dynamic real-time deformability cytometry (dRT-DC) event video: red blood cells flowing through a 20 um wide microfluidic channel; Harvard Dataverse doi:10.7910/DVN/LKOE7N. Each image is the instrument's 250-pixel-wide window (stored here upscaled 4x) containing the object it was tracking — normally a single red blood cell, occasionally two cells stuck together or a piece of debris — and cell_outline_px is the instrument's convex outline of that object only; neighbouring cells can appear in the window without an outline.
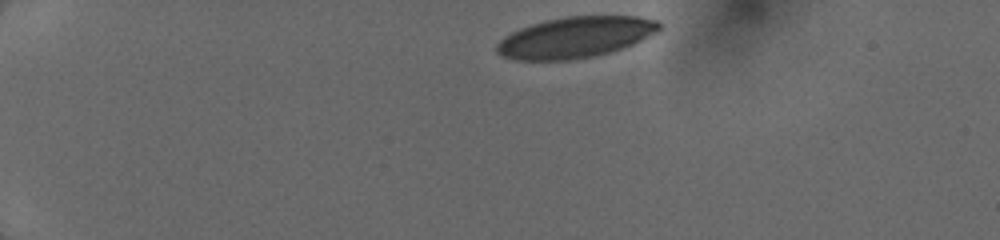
{"species": "human", "species_latin": "Homo sapiens", "temperature_condition": "cold", "stored_images_in_passage": 33, "camera_frame_rate_fps": 3000, "um_per_image_px": 0.085, "donor": {"sex": "female"}, "frame": {"image": 1, "passage_image": 1, "time_ms": 0.0, "image_size_px": [1000, 240], "cell_outline_px": [[660, 28], [656, 32], [632, 44], [612, 52], [596, 56], [572, 60], [516, 60], [500, 56], [496, 52], [496, 44], [504, 36], [520, 28], [532, 24], [564, 16], [640, 16], [656, 20], [660, 24]], "centroid_in_image_um": [48.88, 3.18], "position_along_channel_um": 36.1, "area_um2": 38.84}}
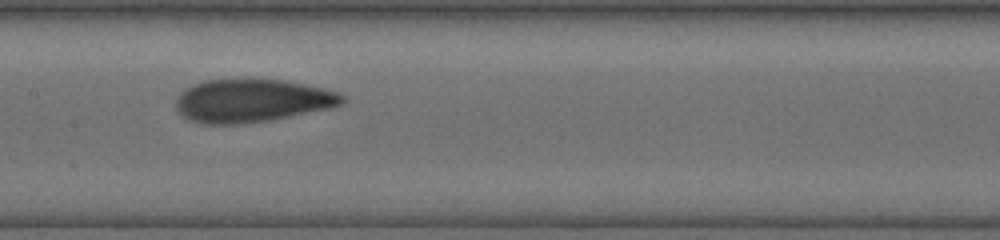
{"frame": {"image": 2, "passage_image": 15, "time_ms": 5.667, "image_size_px": [1000, 240], "cell_outline_px": [[344, 100], [340, 104], [332, 108], [268, 120], [236, 124], [204, 124], [188, 120], [180, 116], [176, 112], [176, 96], [184, 88], [192, 84], [204, 80], [244, 76], [284, 80], [324, 88], [336, 92], [344, 96]], "centroid_in_image_um": [21.33, 8.51], "position_along_channel_um": 186.1, "area_um2": 42.89}}
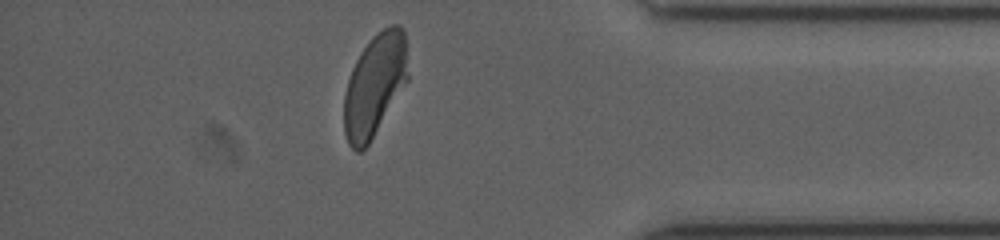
{"frame": {"image": 3, "passage_image": 29, "time_ms": 11.333, "image_size_px": [1000, 240], "cell_outline_px": [[408, 80], [368, 144], [360, 152], [356, 152], [348, 144], [344, 132], [344, 96], [348, 80], [352, 68], [360, 52], [368, 40], [376, 32], [392, 24], [400, 24], [404, 28], [408, 76]], "centroid_in_image_um": [31.84, 7.2], "position_along_channel_um": 403.4, "area_um2": 38.09}}